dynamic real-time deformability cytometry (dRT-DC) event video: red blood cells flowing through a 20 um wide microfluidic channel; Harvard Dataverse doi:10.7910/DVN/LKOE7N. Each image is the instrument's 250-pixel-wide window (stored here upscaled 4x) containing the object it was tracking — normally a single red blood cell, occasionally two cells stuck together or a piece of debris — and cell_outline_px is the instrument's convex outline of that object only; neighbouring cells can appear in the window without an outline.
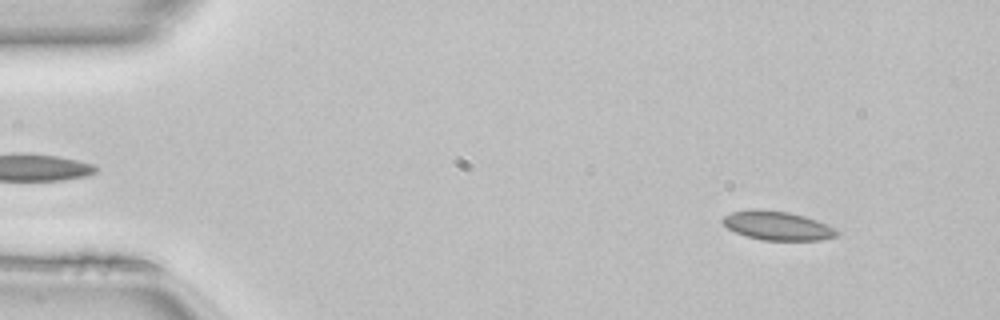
{"species": "common noctule bat (a hibernating species)", "species_latin": "Nyctalus noctula", "temperature_condition": "room temperature", "stored_images_in_passage": 49, "camera_frame_rate_fps": 3000, "um_per_image_px": 0.085, "animal": {"sex": "female", "body_mass_g": 22.7, "forearm_length_mm": 54.2}, "frame": {"image": 1, "passage_image": 5, "time_ms": 1.333, "image_size_px": [1000, 320], "cell_outline_px": [[840, 232], [836, 236], [820, 240], [764, 240], [748, 236], [736, 232], [728, 228], [720, 220], [724, 216], [732, 212], [752, 208], [788, 212], [804, 216], [816, 220], [836, 228]], "centroid_in_image_um": [66.08, 19.17], "position_along_channel_um": 18.9, "area_um2": 19.13}}
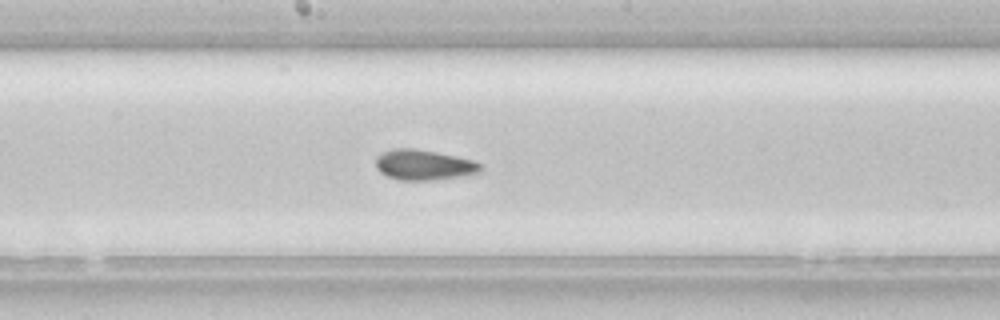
{"frame": {"image": 2, "passage_image": 26, "time_ms": 8.333, "image_size_px": [1000, 320], "cell_outline_px": [[480, 172], [432, 180], [400, 180], [388, 176], [380, 172], [376, 168], [376, 156], [392, 148], [416, 148], [456, 156], [472, 160], [480, 164]], "centroid_in_image_um": [35.96, 14.0], "position_along_channel_um": 212.2, "area_um2": 18.26}}
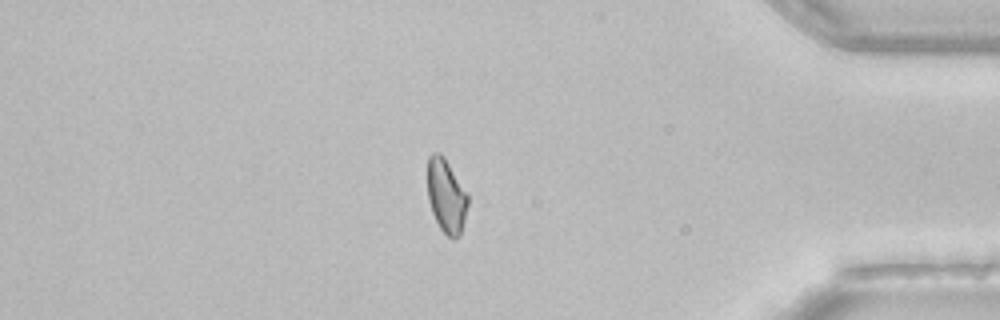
{"frame": {"image": 3, "passage_image": 42, "time_ms": 13.667, "image_size_px": [1000, 320], "cell_outline_px": [[468, 204], [460, 236], [452, 240], [440, 228], [432, 212], [428, 200], [428, 156], [432, 152], [440, 152], [444, 156], [468, 196]], "centroid_in_image_um": [37.92, 16.65], "position_along_channel_um": 397.3, "area_um2": 17.22}, "authors_computed_cell_mechanics": {"area_um2": 18.6694, "velocity_mm_per_s": 4.1131, "shape_relaxation_time_tau1_ms": null, "shape_relaxation_time_tau2_ms": 1.9765, "deformation_change_tau1": null, "deformation_change_tau2": 0.0748}}